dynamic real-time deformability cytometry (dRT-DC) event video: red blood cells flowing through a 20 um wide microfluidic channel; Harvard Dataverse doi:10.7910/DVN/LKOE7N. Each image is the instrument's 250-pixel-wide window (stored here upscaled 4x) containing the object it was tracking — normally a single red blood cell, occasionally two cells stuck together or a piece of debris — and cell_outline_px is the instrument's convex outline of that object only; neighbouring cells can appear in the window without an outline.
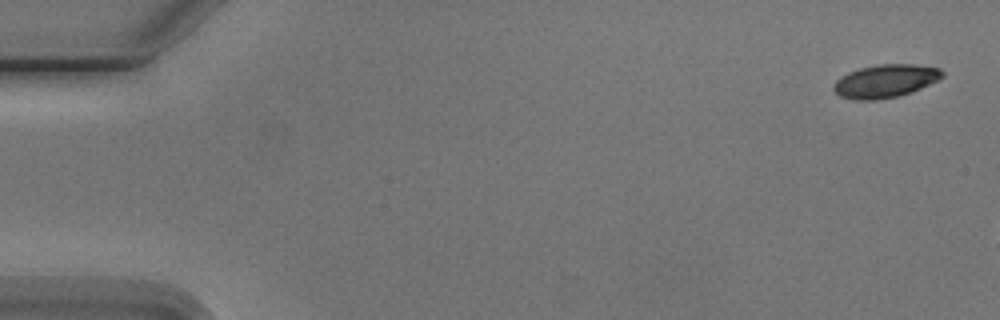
{"species": "Egyptian fruit bat (a non-hibernating species)", "species_latin": "Rousettus aegyptiacus", "temperature_condition": "cold", "stored_images_in_passage": 3, "camera_frame_rate_fps": 3000, "um_per_image_px": 0.085, "animal": {"sex": "male"}, "frame": {"image": 1, "passage_image": 1, "time_ms": 0.0, "image_size_px": [1000, 320], "cell_outline_px": [[944, 76], [912, 92], [896, 96], [876, 100], [856, 100], [840, 96], [832, 88], [832, 84], [840, 76], [848, 72], [860, 68], [876, 64], [916, 64], [940, 68], [944, 72]], "centroid_in_image_um": [75.22, 6.88], "position_along_channel_um": 9.8, "area_um2": 20.98}}